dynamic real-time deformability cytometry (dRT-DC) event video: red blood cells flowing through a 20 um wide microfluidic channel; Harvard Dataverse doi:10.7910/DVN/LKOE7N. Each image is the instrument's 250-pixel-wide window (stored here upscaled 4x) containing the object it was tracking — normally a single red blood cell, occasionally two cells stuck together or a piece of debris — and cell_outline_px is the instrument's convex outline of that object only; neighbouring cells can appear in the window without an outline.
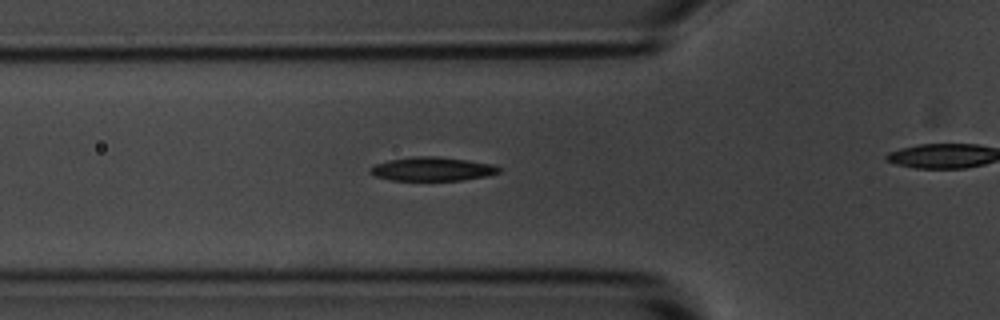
{"species": "common noctule bat (a hibernating species)", "species_latin": "Nyctalus noctula", "temperature_condition": "room temperature", "stored_images_in_passage": 21, "camera_frame_rate_fps": 3000, "um_per_image_px": 0.085, "animal": {"sex": "male", "body_mass_g": 20.1, "forearm_length_mm": 53.5}, "frame": {"image": 1, "passage_image": 10, "time_ms": 3.0, "image_size_px": [1000, 320], "cell_outline_px": [[504, 168], [500, 172], [488, 176], [464, 180], [392, 180], [376, 176], [368, 172], [368, 168], [376, 164], [388, 160], [416, 156], [436, 156], [468, 160], [492, 164]], "centroid_in_image_um": [36.78, 14.36], "position_along_channel_um": 89.0, "area_um2": 17.98}}
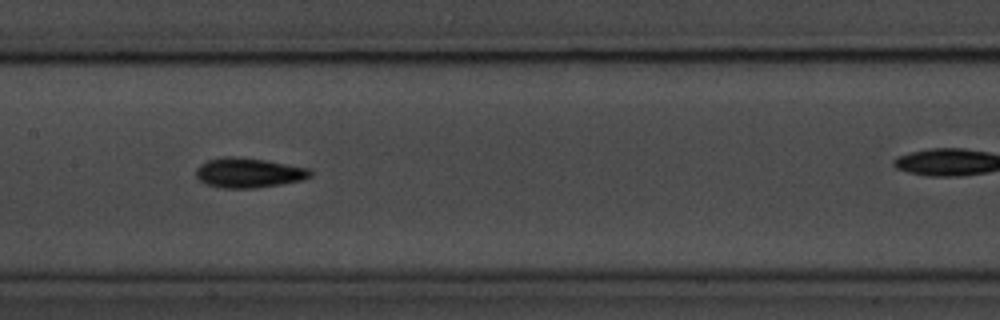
{"frame": {"image": 2, "passage_image": 18, "time_ms": 5.667, "image_size_px": [1000, 320], "cell_outline_px": [[312, 176], [304, 180], [256, 188], [224, 188], [204, 184], [196, 176], [196, 168], [200, 164], [208, 160], [224, 156], [236, 156], [264, 160], [308, 168], [312, 172]], "centroid_in_image_um": [21.11, 14.69], "position_along_channel_um": 186.3, "area_um2": 19.88}}